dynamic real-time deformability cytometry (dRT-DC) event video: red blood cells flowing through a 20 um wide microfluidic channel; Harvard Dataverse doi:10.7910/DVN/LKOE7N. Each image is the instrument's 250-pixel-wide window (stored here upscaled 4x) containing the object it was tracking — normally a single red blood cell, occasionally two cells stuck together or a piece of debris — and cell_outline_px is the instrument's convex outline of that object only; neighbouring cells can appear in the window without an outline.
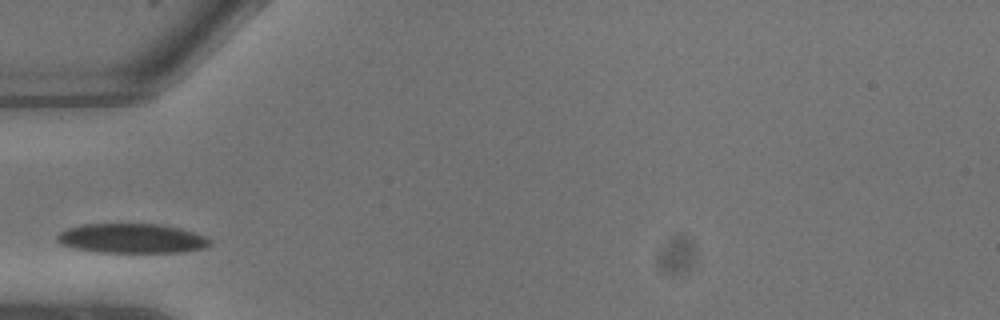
{"species": "common noctule bat (a hibernating species)", "species_latin": "Nyctalus noctula", "temperature_condition": "warm", "stored_images_in_passage": 3, "camera_frame_rate_fps": 3000, "um_per_image_px": 0.085, "animal": {"sex": "male", "body_mass_g": 13.3}, "frame": {"image": 1, "passage_image": 1, "time_ms": 0.0, "image_size_px": [1000, 320], "cell_outline_px": [[212, 244], [208, 248], [180, 252], [96, 252], [72, 248], [60, 244], [56, 240], [56, 236], [60, 232], [68, 228], [84, 224], [160, 224], [180, 228], [204, 236], [212, 240]], "centroid_in_image_um": [11.21, 20.27], "position_along_channel_um": 73.8, "area_um2": 26.47}}